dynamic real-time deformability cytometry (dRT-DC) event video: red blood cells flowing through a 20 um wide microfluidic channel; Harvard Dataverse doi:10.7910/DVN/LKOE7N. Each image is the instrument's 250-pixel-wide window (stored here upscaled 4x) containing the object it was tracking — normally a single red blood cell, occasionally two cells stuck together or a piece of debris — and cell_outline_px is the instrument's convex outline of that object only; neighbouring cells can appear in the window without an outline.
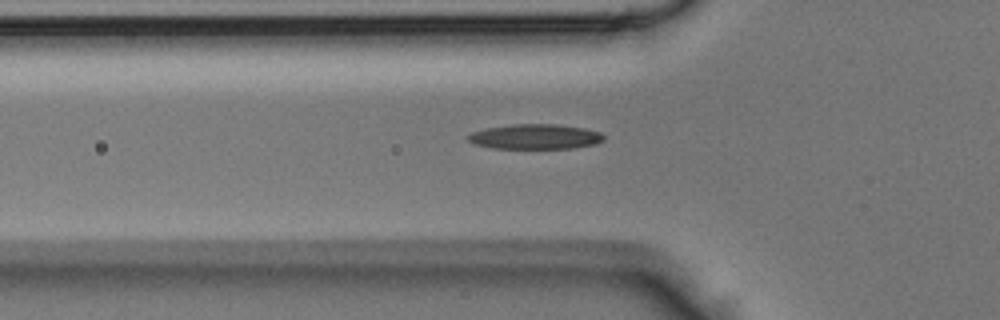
{"species": "Egyptian fruit bat (a non-hibernating species)", "species_latin": "Rousettus aegyptiacus", "temperature_condition": "room temperature", "stored_images_in_passage": 34, "camera_frame_rate_fps": 3000, "um_per_image_px": 0.085, "animal": {"sex": "male"}, "frame": {"image": 1, "passage_image": 5, "time_ms": 1.333, "image_size_px": [1000, 320], "cell_outline_px": [[604, 140], [596, 144], [572, 148], [492, 148], [476, 144], [468, 140], [464, 136], [472, 132], [488, 128], [512, 124], [556, 124], [584, 128], [600, 132], [604, 136]], "centroid_in_image_um": [45.49, 11.61], "position_along_channel_um": 80.3, "area_um2": 19.71}}
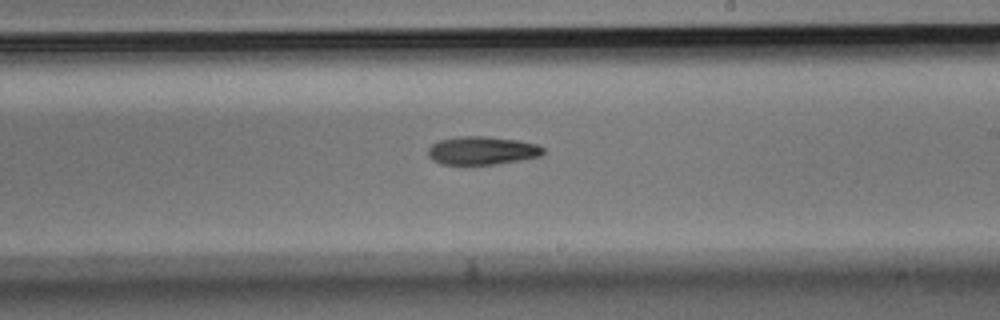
{"frame": {"image": 2, "passage_image": 16, "time_ms": 5.0, "image_size_px": [1000, 320], "cell_outline_px": [[544, 152], [540, 156], [520, 160], [496, 164], [440, 164], [432, 160], [428, 156], [428, 148], [432, 144], [440, 140], [460, 136], [484, 136], [516, 140], [536, 144], [544, 148]], "centroid_in_image_um": [40.95, 12.8], "position_along_channel_um": 248.0, "area_um2": 18.84}}
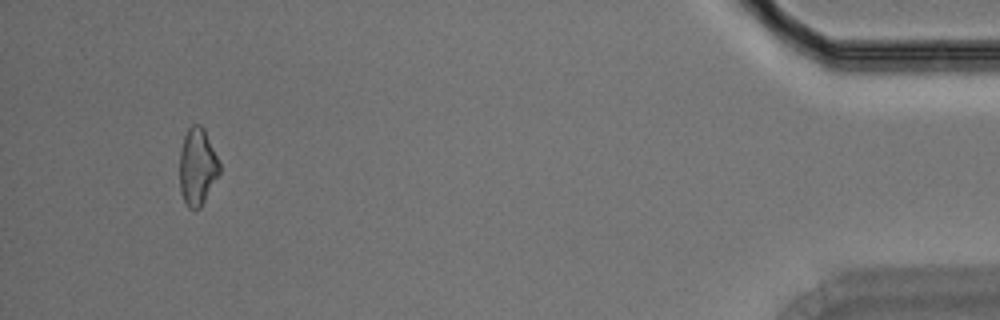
{"frame": {"image": 3, "passage_image": 32, "time_ms": 10.333, "image_size_px": [1000, 320], "cell_outline_px": [[220, 172], [200, 208], [188, 208], [180, 192], [180, 152], [184, 136], [188, 128], [192, 124], [200, 124], [204, 128], [220, 164]], "centroid_in_image_um": [16.77, 14.15], "position_along_channel_um": 418.4, "area_um2": 17.74}}